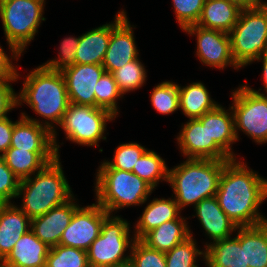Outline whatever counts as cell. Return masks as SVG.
<instances>
[{
  "label": "cell",
  "mask_w": 267,
  "mask_h": 267,
  "mask_svg": "<svg viewBox=\"0 0 267 267\" xmlns=\"http://www.w3.org/2000/svg\"><path fill=\"white\" fill-rule=\"evenodd\" d=\"M185 160V161H184ZM168 169V185L181 210L216 196L224 165L230 160L184 159Z\"/></svg>",
  "instance_id": "obj_4"
},
{
  "label": "cell",
  "mask_w": 267,
  "mask_h": 267,
  "mask_svg": "<svg viewBox=\"0 0 267 267\" xmlns=\"http://www.w3.org/2000/svg\"><path fill=\"white\" fill-rule=\"evenodd\" d=\"M113 267H136V265L134 264V262L130 259L124 261V262H121Z\"/></svg>",
  "instance_id": "obj_46"
},
{
  "label": "cell",
  "mask_w": 267,
  "mask_h": 267,
  "mask_svg": "<svg viewBox=\"0 0 267 267\" xmlns=\"http://www.w3.org/2000/svg\"><path fill=\"white\" fill-rule=\"evenodd\" d=\"M130 226L121 215H108L103 221L100 235L87 250L89 266L113 267L130 259L129 252L136 240Z\"/></svg>",
  "instance_id": "obj_8"
},
{
  "label": "cell",
  "mask_w": 267,
  "mask_h": 267,
  "mask_svg": "<svg viewBox=\"0 0 267 267\" xmlns=\"http://www.w3.org/2000/svg\"><path fill=\"white\" fill-rule=\"evenodd\" d=\"M14 121L6 116L0 119V155H3L11 145Z\"/></svg>",
  "instance_id": "obj_43"
},
{
  "label": "cell",
  "mask_w": 267,
  "mask_h": 267,
  "mask_svg": "<svg viewBox=\"0 0 267 267\" xmlns=\"http://www.w3.org/2000/svg\"><path fill=\"white\" fill-rule=\"evenodd\" d=\"M105 73L99 64H75L62 71L70 103L95 107L96 84Z\"/></svg>",
  "instance_id": "obj_15"
},
{
  "label": "cell",
  "mask_w": 267,
  "mask_h": 267,
  "mask_svg": "<svg viewBox=\"0 0 267 267\" xmlns=\"http://www.w3.org/2000/svg\"><path fill=\"white\" fill-rule=\"evenodd\" d=\"M17 99L18 106L26 104L39 118H32L25 112H21L22 116L46 127L52 133L56 155L60 157L56 130L70 104L62 72L49 70L42 65L33 68L25 76L22 89L17 92ZM40 117L42 120H39Z\"/></svg>",
  "instance_id": "obj_2"
},
{
  "label": "cell",
  "mask_w": 267,
  "mask_h": 267,
  "mask_svg": "<svg viewBox=\"0 0 267 267\" xmlns=\"http://www.w3.org/2000/svg\"><path fill=\"white\" fill-rule=\"evenodd\" d=\"M239 158L228 161L221 173L216 197L223 212L237 227L254 226L267 221L259 212L267 199V178Z\"/></svg>",
  "instance_id": "obj_1"
},
{
  "label": "cell",
  "mask_w": 267,
  "mask_h": 267,
  "mask_svg": "<svg viewBox=\"0 0 267 267\" xmlns=\"http://www.w3.org/2000/svg\"><path fill=\"white\" fill-rule=\"evenodd\" d=\"M116 118L103 108L70 103L59 127L71 143L99 147V141L107 140L108 122Z\"/></svg>",
  "instance_id": "obj_9"
},
{
  "label": "cell",
  "mask_w": 267,
  "mask_h": 267,
  "mask_svg": "<svg viewBox=\"0 0 267 267\" xmlns=\"http://www.w3.org/2000/svg\"><path fill=\"white\" fill-rule=\"evenodd\" d=\"M18 80L0 79V119L18 108L17 93L13 89L12 83Z\"/></svg>",
  "instance_id": "obj_41"
},
{
  "label": "cell",
  "mask_w": 267,
  "mask_h": 267,
  "mask_svg": "<svg viewBox=\"0 0 267 267\" xmlns=\"http://www.w3.org/2000/svg\"><path fill=\"white\" fill-rule=\"evenodd\" d=\"M217 105L218 102L211 97L201 81L180 85L179 108L185 117L197 119Z\"/></svg>",
  "instance_id": "obj_28"
},
{
  "label": "cell",
  "mask_w": 267,
  "mask_h": 267,
  "mask_svg": "<svg viewBox=\"0 0 267 267\" xmlns=\"http://www.w3.org/2000/svg\"><path fill=\"white\" fill-rule=\"evenodd\" d=\"M60 157H56L33 176L20 181L17 205L30 219L44 215L69 201L74 193L64 174Z\"/></svg>",
  "instance_id": "obj_3"
},
{
  "label": "cell",
  "mask_w": 267,
  "mask_h": 267,
  "mask_svg": "<svg viewBox=\"0 0 267 267\" xmlns=\"http://www.w3.org/2000/svg\"><path fill=\"white\" fill-rule=\"evenodd\" d=\"M206 0H172V6L180 29L196 25Z\"/></svg>",
  "instance_id": "obj_38"
},
{
  "label": "cell",
  "mask_w": 267,
  "mask_h": 267,
  "mask_svg": "<svg viewBox=\"0 0 267 267\" xmlns=\"http://www.w3.org/2000/svg\"><path fill=\"white\" fill-rule=\"evenodd\" d=\"M261 6H267V0H259Z\"/></svg>",
  "instance_id": "obj_47"
},
{
  "label": "cell",
  "mask_w": 267,
  "mask_h": 267,
  "mask_svg": "<svg viewBox=\"0 0 267 267\" xmlns=\"http://www.w3.org/2000/svg\"><path fill=\"white\" fill-rule=\"evenodd\" d=\"M142 215L134 223L133 233L135 239L141 240L148 232L157 228L164 222L178 219L182 210L176 203L173 195L171 198H153L146 203Z\"/></svg>",
  "instance_id": "obj_22"
},
{
  "label": "cell",
  "mask_w": 267,
  "mask_h": 267,
  "mask_svg": "<svg viewBox=\"0 0 267 267\" xmlns=\"http://www.w3.org/2000/svg\"><path fill=\"white\" fill-rule=\"evenodd\" d=\"M46 0H0V19L9 53H24L46 18Z\"/></svg>",
  "instance_id": "obj_6"
},
{
  "label": "cell",
  "mask_w": 267,
  "mask_h": 267,
  "mask_svg": "<svg viewBox=\"0 0 267 267\" xmlns=\"http://www.w3.org/2000/svg\"><path fill=\"white\" fill-rule=\"evenodd\" d=\"M181 127L176 141L186 159L232 160L215 141H210L207 123L188 119Z\"/></svg>",
  "instance_id": "obj_14"
},
{
  "label": "cell",
  "mask_w": 267,
  "mask_h": 267,
  "mask_svg": "<svg viewBox=\"0 0 267 267\" xmlns=\"http://www.w3.org/2000/svg\"><path fill=\"white\" fill-rule=\"evenodd\" d=\"M9 55L0 44V79L19 80L22 75L18 72L15 62L12 61L17 62L23 54L10 53Z\"/></svg>",
  "instance_id": "obj_42"
},
{
  "label": "cell",
  "mask_w": 267,
  "mask_h": 267,
  "mask_svg": "<svg viewBox=\"0 0 267 267\" xmlns=\"http://www.w3.org/2000/svg\"><path fill=\"white\" fill-rule=\"evenodd\" d=\"M46 267H90L87 251L65 245L50 247Z\"/></svg>",
  "instance_id": "obj_36"
},
{
  "label": "cell",
  "mask_w": 267,
  "mask_h": 267,
  "mask_svg": "<svg viewBox=\"0 0 267 267\" xmlns=\"http://www.w3.org/2000/svg\"><path fill=\"white\" fill-rule=\"evenodd\" d=\"M180 85L173 81H163L150 93V102L156 112L169 115L179 108Z\"/></svg>",
  "instance_id": "obj_34"
},
{
  "label": "cell",
  "mask_w": 267,
  "mask_h": 267,
  "mask_svg": "<svg viewBox=\"0 0 267 267\" xmlns=\"http://www.w3.org/2000/svg\"><path fill=\"white\" fill-rule=\"evenodd\" d=\"M195 215L205 235L210 242L204 243V249L213 242L227 239L233 236L238 228L236 224L223 212L216 196L203 199L194 206Z\"/></svg>",
  "instance_id": "obj_17"
},
{
  "label": "cell",
  "mask_w": 267,
  "mask_h": 267,
  "mask_svg": "<svg viewBox=\"0 0 267 267\" xmlns=\"http://www.w3.org/2000/svg\"><path fill=\"white\" fill-rule=\"evenodd\" d=\"M191 230L188 238L165 252L166 267H199L198 257L205 263V249H199Z\"/></svg>",
  "instance_id": "obj_31"
},
{
  "label": "cell",
  "mask_w": 267,
  "mask_h": 267,
  "mask_svg": "<svg viewBox=\"0 0 267 267\" xmlns=\"http://www.w3.org/2000/svg\"><path fill=\"white\" fill-rule=\"evenodd\" d=\"M130 253L136 267H166L165 252L149 248L141 240L134 241Z\"/></svg>",
  "instance_id": "obj_39"
},
{
  "label": "cell",
  "mask_w": 267,
  "mask_h": 267,
  "mask_svg": "<svg viewBox=\"0 0 267 267\" xmlns=\"http://www.w3.org/2000/svg\"><path fill=\"white\" fill-rule=\"evenodd\" d=\"M10 148L29 151H55L52 133L44 126L20 115L14 121Z\"/></svg>",
  "instance_id": "obj_23"
},
{
  "label": "cell",
  "mask_w": 267,
  "mask_h": 267,
  "mask_svg": "<svg viewBox=\"0 0 267 267\" xmlns=\"http://www.w3.org/2000/svg\"><path fill=\"white\" fill-rule=\"evenodd\" d=\"M231 92L237 141L241 131L258 145L267 143V97L253 92L244 83Z\"/></svg>",
  "instance_id": "obj_10"
},
{
  "label": "cell",
  "mask_w": 267,
  "mask_h": 267,
  "mask_svg": "<svg viewBox=\"0 0 267 267\" xmlns=\"http://www.w3.org/2000/svg\"><path fill=\"white\" fill-rule=\"evenodd\" d=\"M20 179L4 162L0 155V203H14L18 194Z\"/></svg>",
  "instance_id": "obj_40"
},
{
  "label": "cell",
  "mask_w": 267,
  "mask_h": 267,
  "mask_svg": "<svg viewBox=\"0 0 267 267\" xmlns=\"http://www.w3.org/2000/svg\"><path fill=\"white\" fill-rule=\"evenodd\" d=\"M147 150L145 146L137 142L120 143L114 151L113 158L109 161L103 160L97 169H119L132 172L138 159Z\"/></svg>",
  "instance_id": "obj_33"
},
{
  "label": "cell",
  "mask_w": 267,
  "mask_h": 267,
  "mask_svg": "<svg viewBox=\"0 0 267 267\" xmlns=\"http://www.w3.org/2000/svg\"><path fill=\"white\" fill-rule=\"evenodd\" d=\"M168 169L165 160L156 151L148 149L138 159L132 172L157 189L159 182L168 183Z\"/></svg>",
  "instance_id": "obj_30"
},
{
  "label": "cell",
  "mask_w": 267,
  "mask_h": 267,
  "mask_svg": "<svg viewBox=\"0 0 267 267\" xmlns=\"http://www.w3.org/2000/svg\"><path fill=\"white\" fill-rule=\"evenodd\" d=\"M111 22L93 28L80 36L76 64L102 65L109 45Z\"/></svg>",
  "instance_id": "obj_26"
},
{
  "label": "cell",
  "mask_w": 267,
  "mask_h": 267,
  "mask_svg": "<svg viewBox=\"0 0 267 267\" xmlns=\"http://www.w3.org/2000/svg\"><path fill=\"white\" fill-rule=\"evenodd\" d=\"M234 237L212 242L205 248L206 267H249L245 257V226Z\"/></svg>",
  "instance_id": "obj_18"
},
{
  "label": "cell",
  "mask_w": 267,
  "mask_h": 267,
  "mask_svg": "<svg viewBox=\"0 0 267 267\" xmlns=\"http://www.w3.org/2000/svg\"><path fill=\"white\" fill-rule=\"evenodd\" d=\"M231 51L242 69L267 53V6L242 9L229 32Z\"/></svg>",
  "instance_id": "obj_7"
},
{
  "label": "cell",
  "mask_w": 267,
  "mask_h": 267,
  "mask_svg": "<svg viewBox=\"0 0 267 267\" xmlns=\"http://www.w3.org/2000/svg\"><path fill=\"white\" fill-rule=\"evenodd\" d=\"M95 175V201L109 215H115L118 210L125 207L142 206L155 190L133 172L119 169H98Z\"/></svg>",
  "instance_id": "obj_5"
},
{
  "label": "cell",
  "mask_w": 267,
  "mask_h": 267,
  "mask_svg": "<svg viewBox=\"0 0 267 267\" xmlns=\"http://www.w3.org/2000/svg\"><path fill=\"white\" fill-rule=\"evenodd\" d=\"M246 266L267 267V221L245 226Z\"/></svg>",
  "instance_id": "obj_29"
},
{
  "label": "cell",
  "mask_w": 267,
  "mask_h": 267,
  "mask_svg": "<svg viewBox=\"0 0 267 267\" xmlns=\"http://www.w3.org/2000/svg\"><path fill=\"white\" fill-rule=\"evenodd\" d=\"M256 62H262V79H263V85L262 87H264V89L259 88V90L253 89L251 88L248 83H244L250 90H252L253 92L265 96L267 97V53L263 54L262 56H260L257 60H255ZM261 90H264L263 92H260ZM266 93V94H265Z\"/></svg>",
  "instance_id": "obj_44"
},
{
  "label": "cell",
  "mask_w": 267,
  "mask_h": 267,
  "mask_svg": "<svg viewBox=\"0 0 267 267\" xmlns=\"http://www.w3.org/2000/svg\"><path fill=\"white\" fill-rule=\"evenodd\" d=\"M108 215L96 201L87 206L81 205L64 229L59 244L87 251L100 235L103 221Z\"/></svg>",
  "instance_id": "obj_12"
},
{
  "label": "cell",
  "mask_w": 267,
  "mask_h": 267,
  "mask_svg": "<svg viewBox=\"0 0 267 267\" xmlns=\"http://www.w3.org/2000/svg\"><path fill=\"white\" fill-rule=\"evenodd\" d=\"M146 70L140 58H137L111 74L117 83L119 91L124 96L126 93L140 89L146 84L148 77Z\"/></svg>",
  "instance_id": "obj_32"
},
{
  "label": "cell",
  "mask_w": 267,
  "mask_h": 267,
  "mask_svg": "<svg viewBox=\"0 0 267 267\" xmlns=\"http://www.w3.org/2000/svg\"><path fill=\"white\" fill-rule=\"evenodd\" d=\"M2 156L20 181L33 176L57 157L56 151H29L19 148H9Z\"/></svg>",
  "instance_id": "obj_24"
},
{
  "label": "cell",
  "mask_w": 267,
  "mask_h": 267,
  "mask_svg": "<svg viewBox=\"0 0 267 267\" xmlns=\"http://www.w3.org/2000/svg\"><path fill=\"white\" fill-rule=\"evenodd\" d=\"M226 110L221 104L206 112L198 119L207 123L210 141H215L232 159H238L231 148L237 142L234 125V115L229 105Z\"/></svg>",
  "instance_id": "obj_20"
},
{
  "label": "cell",
  "mask_w": 267,
  "mask_h": 267,
  "mask_svg": "<svg viewBox=\"0 0 267 267\" xmlns=\"http://www.w3.org/2000/svg\"><path fill=\"white\" fill-rule=\"evenodd\" d=\"M49 250L50 247L30 229L15 243L1 264L7 267H46Z\"/></svg>",
  "instance_id": "obj_21"
},
{
  "label": "cell",
  "mask_w": 267,
  "mask_h": 267,
  "mask_svg": "<svg viewBox=\"0 0 267 267\" xmlns=\"http://www.w3.org/2000/svg\"><path fill=\"white\" fill-rule=\"evenodd\" d=\"M123 97L124 96L119 91L113 75L105 71L96 84L95 107L108 110L115 117H117L120 112V108L118 107L119 102L117 101Z\"/></svg>",
  "instance_id": "obj_35"
},
{
  "label": "cell",
  "mask_w": 267,
  "mask_h": 267,
  "mask_svg": "<svg viewBox=\"0 0 267 267\" xmlns=\"http://www.w3.org/2000/svg\"><path fill=\"white\" fill-rule=\"evenodd\" d=\"M80 42V36H66L59 44L58 56L48 60L42 66L53 71L62 72L64 69L76 64V51Z\"/></svg>",
  "instance_id": "obj_37"
},
{
  "label": "cell",
  "mask_w": 267,
  "mask_h": 267,
  "mask_svg": "<svg viewBox=\"0 0 267 267\" xmlns=\"http://www.w3.org/2000/svg\"><path fill=\"white\" fill-rule=\"evenodd\" d=\"M31 228V219L14 203H0V263Z\"/></svg>",
  "instance_id": "obj_19"
},
{
  "label": "cell",
  "mask_w": 267,
  "mask_h": 267,
  "mask_svg": "<svg viewBox=\"0 0 267 267\" xmlns=\"http://www.w3.org/2000/svg\"><path fill=\"white\" fill-rule=\"evenodd\" d=\"M188 218L182 215L178 219L164 222L148 232L141 241L149 248L167 252L190 236Z\"/></svg>",
  "instance_id": "obj_27"
},
{
  "label": "cell",
  "mask_w": 267,
  "mask_h": 267,
  "mask_svg": "<svg viewBox=\"0 0 267 267\" xmlns=\"http://www.w3.org/2000/svg\"><path fill=\"white\" fill-rule=\"evenodd\" d=\"M237 4L241 9L260 7L259 0H230Z\"/></svg>",
  "instance_id": "obj_45"
},
{
  "label": "cell",
  "mask_w": 267,
  "mask_h": 267,
  "mask_svg": "<svg viewBox=\"0 0 267 267\" xmlns=\"http://www.w3.org/2000/svg\"><path fill=\"white\" fill-rule=\"evenodd\" d=\"M241 10L230 0H206L196 25L229 33L237 23Z\"/></svg>",
  "instance_id": "obj_25"
},
{
  "label": "cell",
  "mask_w": 267,
  "mask_h": 267,
  "mask_svg": "<svg viewBox=\"0 0 267 267\" xmlns=\"http://www.w3.org/2000/svg\"><path fill=\"white\" fill-rule=\"evenodd\" d=\"M127 16L126 10L122 9L116 13L114 21H111L109 45L102 64L106 72L112 73L139 58L134 36L135 26L131 25Z\"/></svg>",
  "instance_id": "obj_13"
},
{
  "label": "cell",
  "mask_w": 267,
  "mask_h": 267,
  "mask_svg": "<svg viewBox=\"0 0 267 267\" xmlns=\"http://www.w3.org/2000/svg\"><path fill=\"white\" fill-rule=\"evenodd\" d=\"M183 32L196 36L195 55L202 65L219 70H224L229 66L234 70L241 69L233 58L229 33L205 29L198 25L189 26Z\"/></svg>",
  "instance_id": "obj_11"
},
{
  "label": "cell",
  "mask_w": 267,
  "mask_h": 267,
  "mask_svg": "<svg viewBox=\"0 0 267 267\" xmlns=\"http://www.w3.org/2000/svg\"><path fill=\"white\" fill-rule=\"evenodd\" d=\"M73 196L66 203L52 208L44 215L31 219V230L49 247L59 245L64 229L69 225L74 212L80 207ZM76 201V202H75Z\"/></svg>",
  "instance_id": "obj_16"
}]
</instances>
